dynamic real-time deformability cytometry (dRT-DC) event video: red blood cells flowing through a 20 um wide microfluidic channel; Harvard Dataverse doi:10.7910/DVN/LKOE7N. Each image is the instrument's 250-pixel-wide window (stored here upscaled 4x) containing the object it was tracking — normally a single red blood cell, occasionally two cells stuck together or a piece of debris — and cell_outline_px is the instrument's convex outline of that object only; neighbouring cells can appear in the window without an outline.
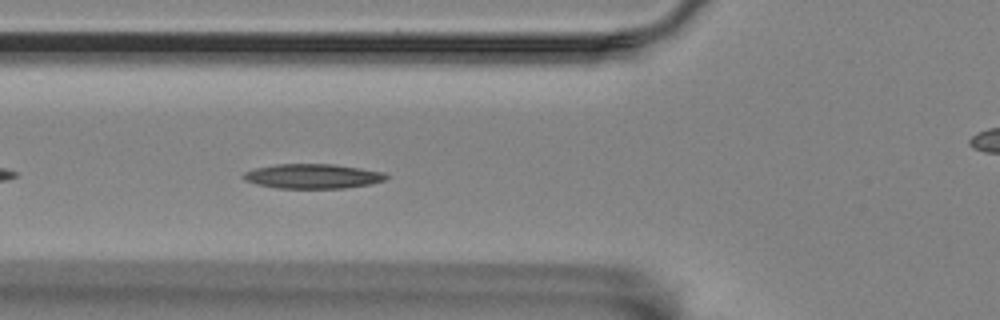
{"species": "Egyptian fruit bat (a non-hibernating species)", "species_latin": "Rousettus aegyptiacus", "temperature_condition": "room temperature", "stored_images_in_passage": 6, "segment_of_instrument_passage": [1, 2], "camera_frame_rate_fps": 3000, "um_per_image_px": 0.085, "animal": {"sex": "female"}, "frame": {"image": 1, "passage_image": 5, "time_ms": 4.667, "image_size_px": [1000, 320], "cell_outline_px": [[388, 176], [384, 180], [372, 184], [344, 188], [276, 188], [256, 184], [244, 180], [240, 176], [244, 172], [256, 168], [276, 164], [336, 164], [384, 172]], "centroid_in_image_um": [26.56, 14.98], "position_along_channel_um": 99.2, "area_um2": 20.58}}